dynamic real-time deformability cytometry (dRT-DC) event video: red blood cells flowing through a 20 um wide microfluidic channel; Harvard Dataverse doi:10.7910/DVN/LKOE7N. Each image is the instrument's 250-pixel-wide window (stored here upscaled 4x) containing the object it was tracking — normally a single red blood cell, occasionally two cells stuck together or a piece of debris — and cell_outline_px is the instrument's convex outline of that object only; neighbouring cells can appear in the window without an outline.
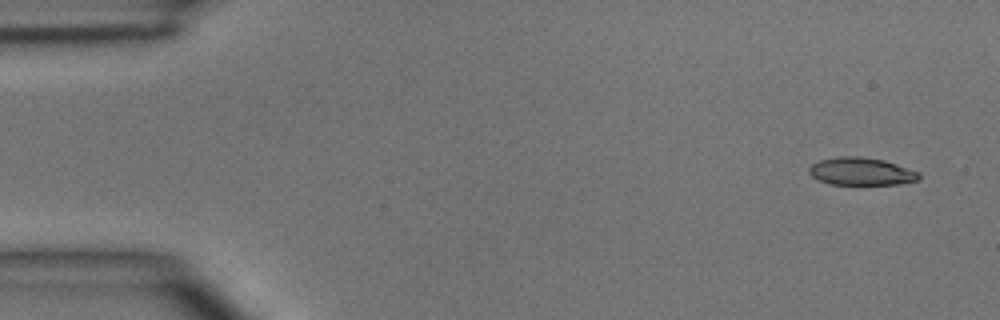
{"species": "common noctule bat (a hibernating species)", "species_latin": "Nyctalus noctula", "temperature_condition": "room temperature", "stored_images_in_passage": 4, "camera_frame_rate_fps": 3000, "um_per_image_px": 0.085, "animal": {"sex": "male", "body_mass_g": 15.6}, "frame": {"image": 1, "passage_image": 1, "time_ms": 0.0, "image_size_px": [1000, 320], "cell_outline_px": [[920, 180], [896, 184], [828, 184], [812, 176], [808, 172], [808, 168], [812, 164], [820, 160], [840, 156], [860, 156], [884, 160], [920, 172]], "centroid_in_image_um": [73.21, 14.57], "position_along_channel_um": 11.8, "area_um2": 17.69}}
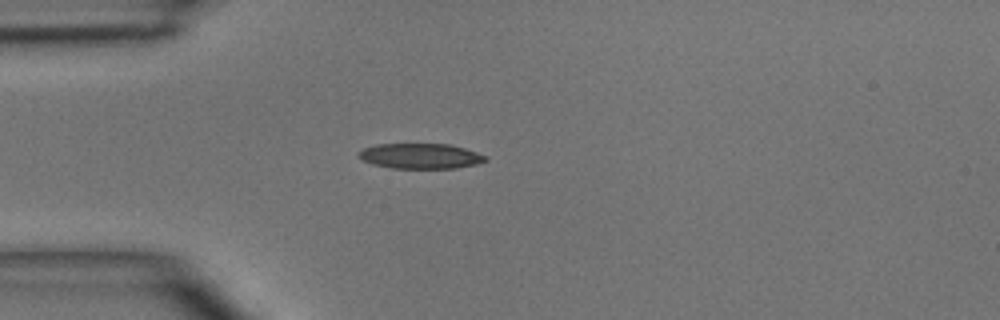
{"frame": {"image": 2, "passage_image": 4, "time_ms": 3.333, "image_size_px": [1000, 320], "cell_outline_px": [[488, 160], [476, 164], [456, 168], [392, 168], [372, 164], [360, 160], [356, 156], [356, 152], [364, 148], [376, 144], [448, 144], [464, 148], [488, 156]], "centroid_in_image_um": [35.69, 13.26], "position_along_channel_um": 49.3, "area_um2": 18.84}}